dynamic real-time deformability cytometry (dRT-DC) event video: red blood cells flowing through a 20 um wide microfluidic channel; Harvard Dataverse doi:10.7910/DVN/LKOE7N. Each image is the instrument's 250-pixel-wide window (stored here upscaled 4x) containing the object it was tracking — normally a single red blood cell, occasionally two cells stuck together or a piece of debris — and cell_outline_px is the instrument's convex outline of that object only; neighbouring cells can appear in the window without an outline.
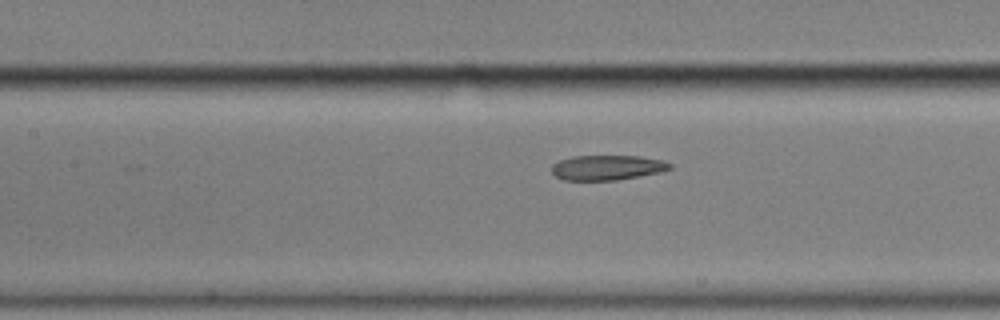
{"species": "common noctule bat (a hibernating species)", "species_latin": "Nyctalus noctula", "temperature_condition": "cold", "stored_images_in_passage": 32, "camera_frame_rate_fps": 3000, "um_per_image_px": 0.085, "animal": {"sex": "male", "body_mass_g": 17.9}, "frame": {"image": 1, "passage_image": 23, "time_ms": 7.333, "image_size_px": [1000, 320], "cell_outline_px": [[672, 168], [660, 172], [640, 176], [616, 180], [564, 180], [556, 176], [552, 172], [552, 164], [560, 160], [572, 156], [640, 156], [664, 160], [672, 164]], "centroid_in_image_um": [51.63, 14.24], "position_along_channel_um": 155.8, "area_um2": 17.22}}